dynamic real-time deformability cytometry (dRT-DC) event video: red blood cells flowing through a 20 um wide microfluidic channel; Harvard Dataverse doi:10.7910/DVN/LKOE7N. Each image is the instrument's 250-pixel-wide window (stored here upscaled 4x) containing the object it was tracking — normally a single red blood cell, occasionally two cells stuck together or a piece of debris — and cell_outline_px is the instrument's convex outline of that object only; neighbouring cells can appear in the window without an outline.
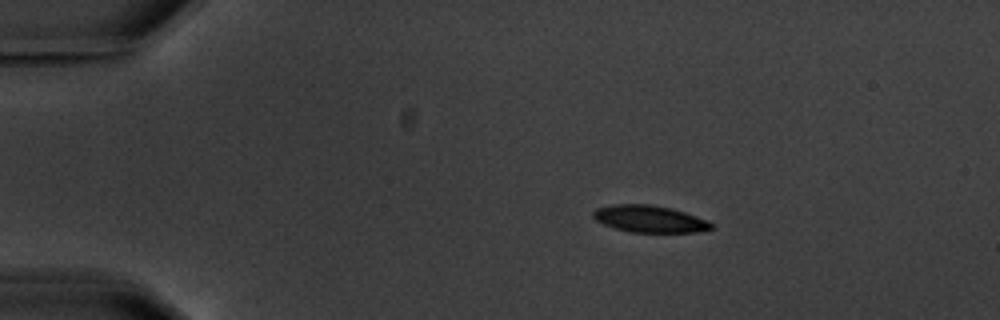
{"species": "common noctule bat (a hibernating species)", "species_latin": "Nyctalus noctula", "temperature_condition": "warm", "stored_images_in_passage": 5, "camera_frame_rate_fps": 3000, "um_per_image_px": 0.085, "animal": {"sex": "male", "body_mass_g": 20.1, "forearm_length_mm": 53.5}, "frame": {"image": 1, "passage_image": 3, "time_ms": 2.333, "image_size_px": [1000, 320], "cell_outline_px": [[712, 228], [696, 232], [632, 232], [616, 228], [604, 224], [596, 220], [592, 216], [592, 212], [596, 208], [612, 204], [652, 204], [672, 208], [708, 220], [712, 224]], "centroid_in_image_um": [55.19, 18.59], "position_along_channel_um": 29.8, "area_um2": 18.5}}
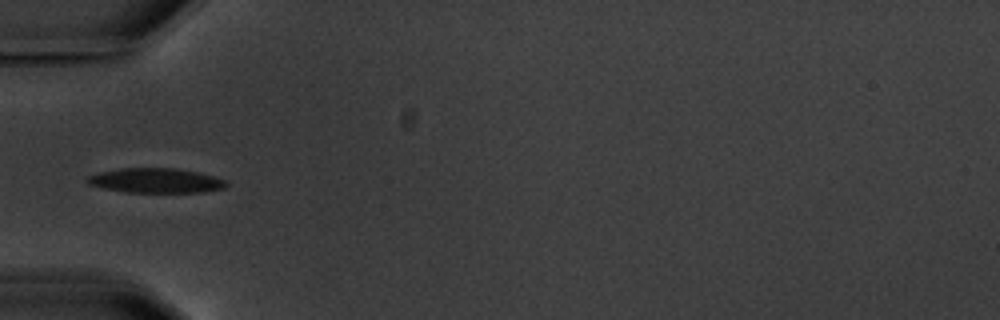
{"frame": {"image": 2, "passage_image": 5, "time_ms": 5.333, "image_size_px": [1000, 320], "cell_outline_px": [[228, 184], [224, 188], [204, 192], [124, 192], [104, 188], [88, 184], [84, 180], [88, 176], [100, 172], [120, 168], [176, 168], [196, 172], [212, 176], [224, 180]], "centroid_in_image_um": [13.2, 15.35], "position_along_channel_um": 71.8, "area_um2": 19.88}}